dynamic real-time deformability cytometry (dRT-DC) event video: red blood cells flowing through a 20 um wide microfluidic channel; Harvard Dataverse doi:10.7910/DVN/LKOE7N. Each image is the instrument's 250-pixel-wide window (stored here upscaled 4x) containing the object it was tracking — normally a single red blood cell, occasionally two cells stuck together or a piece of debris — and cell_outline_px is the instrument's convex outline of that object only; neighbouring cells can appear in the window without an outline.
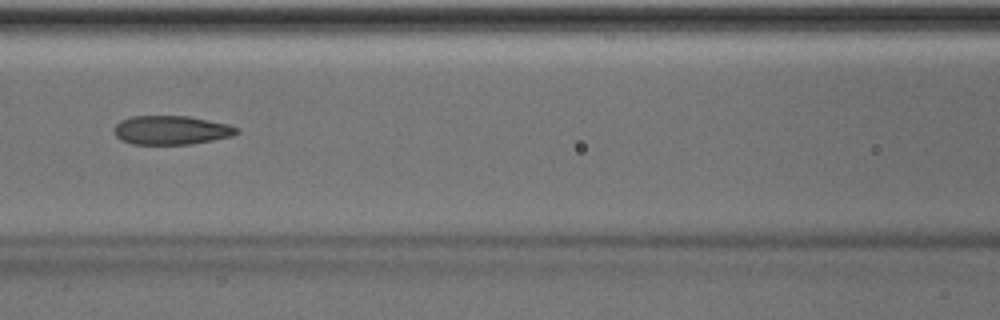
{"species": "Egyptian fruit bat (a non-hibernating species)", "species_latin": "Rousettus aegyptiacus", "temperature_condition": "room temperature", "stored_images_in_passage": 50, "camera_frame_rate_fps": 3000, "um_per_image_px": 0.085, "animal": {"sex": "male"}, "frame": {"image": 1, "passage_image": 22, "time_ms": 7.0, "image_size_px": [1000, 320], "cell_outline_px": [[240, 132], [232, 136], [192, 144], [132, 144], [120, 140], [116, 136], [112, 128], [120, 120], [132, 116], [188, 116], [228, 124], [240, 128]], "centroid_in_image_um": [14.54, 11.06], "position_along_channel_um": 152.1, "area_um2": 20.81}}
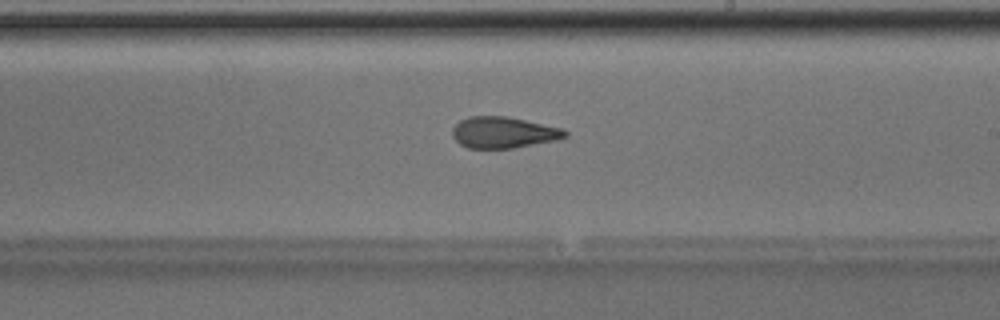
{"frame": {"image": 2, "passage_image": 29, "time_ms": 9.333, "image_size_px": [1000, 320], "cell_outline_px": [[568, 136], [556, 140], [512, 148], [468, 148], [460, 144], [452, 136], [452, 128], [460, 120], [468, 116], [508, 116], [564, 128], [568, 132]], "centroid_in_image_um": [42.81, 11.25], "position_along_channel_um": 246.2, "area_um2": 20.69}, "authors_computed_cell_mechanics": {"area_um2": 21.1548, "velocity_mm_per_s": 4.0507, "shape_relaxation_time_tau1_ms": null, "shape_relaxation_time_tau2_ms": 1.9498, "deformation_change_tau1": null, "deformation_change_tau2": 0.0995}}